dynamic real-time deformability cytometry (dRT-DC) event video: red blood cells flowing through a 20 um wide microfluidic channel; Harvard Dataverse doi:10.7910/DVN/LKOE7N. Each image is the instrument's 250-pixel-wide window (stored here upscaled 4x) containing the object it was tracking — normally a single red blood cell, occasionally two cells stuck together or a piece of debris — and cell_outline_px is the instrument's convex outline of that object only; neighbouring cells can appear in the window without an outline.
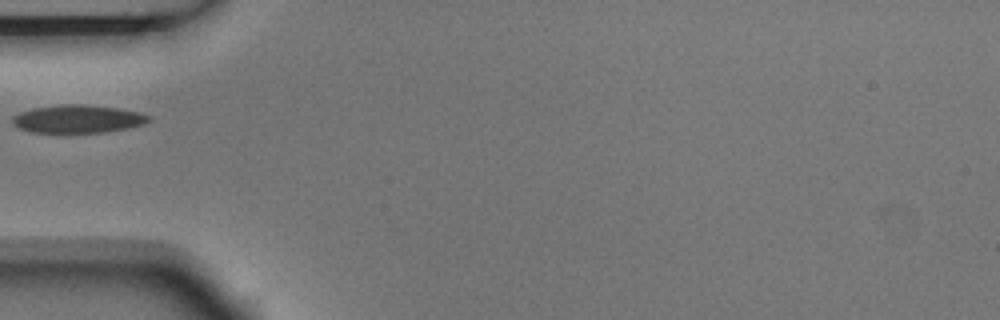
{"species": "Egyptian fruit bat (a non-hibernating species)", "species_latin": "Rousettus aegyptiacus", "temperature_condition": "room temperature", "stored_images_in_passage": 2, "camera_frame_rate_fps": 3000, "um_per_image_px": 0.085, "animal": {"sex": "male"}, "frame": {"image": 1, "passage_image": 1, "time_ms": 0.0, "image_size_px": [1000, 320], "cell_outline_px": [[152, 120], [144, 124], [104, 132], [32, 132], [20, 128], [12, 124], [12, 116], [20, 112], [32, 108], [64, 104], [84, 104], [116, 108], [140, 112], [148, 116]], "centroid_in_image_um": [6.59, 10.1], "position_along_channel_um": 78.4, "area_um2": 22.02}}
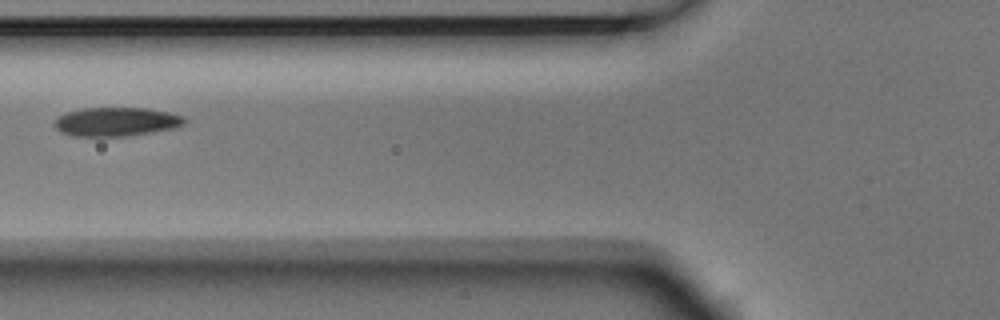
{"frame": {"image": 2, "passage_image": 2, "time_ms": 0.333, "image_size_px": [1000, 320], "cell_outline_px": [[188, 120], [184, 124], [176, 128], [152, 132], [124, 136], [72, 136], [60, 132], [52, 124], [56, 116], [68, 112], [84, 108], [148, 108], [168, 112], [184, 116]], "centroid_in_image_um": [9.87, 10.35], "position_along_channel_um": 115.9, "area_um2": 22.08}}